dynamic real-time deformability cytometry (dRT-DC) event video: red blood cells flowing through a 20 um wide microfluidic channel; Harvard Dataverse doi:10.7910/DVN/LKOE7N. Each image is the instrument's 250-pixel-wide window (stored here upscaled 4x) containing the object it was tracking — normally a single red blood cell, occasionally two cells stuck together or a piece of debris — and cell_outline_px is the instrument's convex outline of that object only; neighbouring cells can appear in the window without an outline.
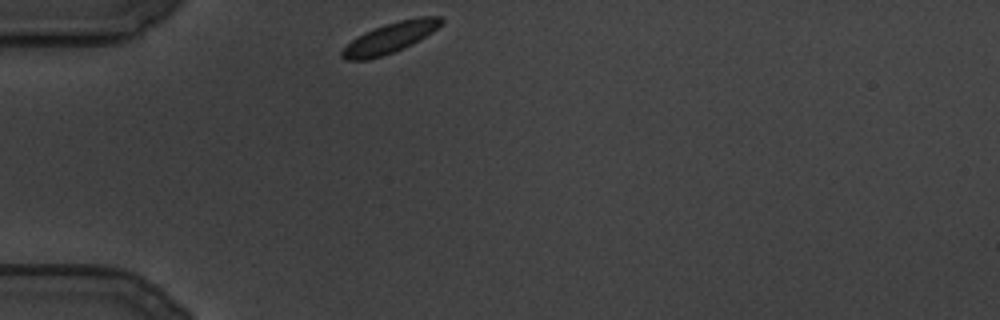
{"species": "common noctule bat (a hibernating species)", "species_latin": "Nyctalus noctula", "temperature_condition": "cold", "stored_images_in_passage": 73, "camera_frame_rate_fps": 3000, "um_per_image_px": 0.085, "animal": {"sex": "male", "body_mass_g": 19.5, "forearm_length_mm": 54.6}, "frame": {"image": 1, "passage_image": 1, "time_ms": 0.0, "image_size_px": [1000, 320], "cell_outline_px": [[444, 20], [432, 32], [420, 40], [412, 44], [392, 52], [368, 60], [344, 60], [340, 56], [340, 52], [356, 36], [364, 32], [384, 24], [400, 20], [420, 16], [440, 16]], "centroid_in_image_um": [33.13, 3.21], "position_along_channel_um": 51.9, "area_um2": 17.46}}
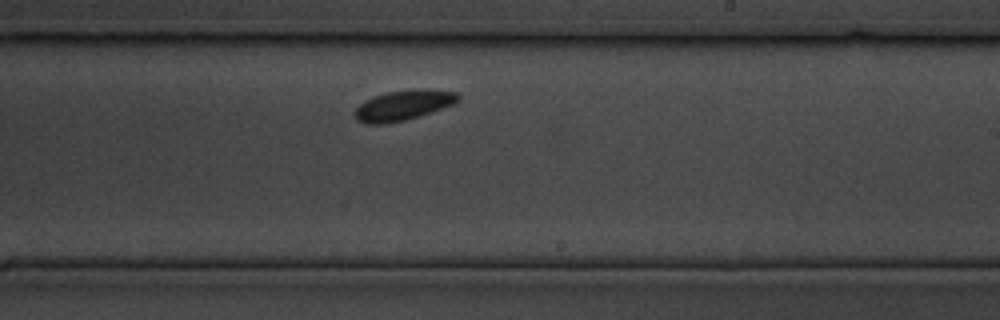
{"frame": {"image": 2, "passage_image": 43, "time_ms": 14.0, "image_size_px": [1000, 320], "cell_outline_px": [[460, 100], [456, 104], [404, 120], [388, 124], [368, 124], [356, 120], [352, 112], [364, 100], [372, 96], [388, 92], [420, 88], [456, 92], [460, 96]], "centroid_in_image_um": [34.26, 8.94], "position_along_channel_um": 254.7, "area_um2": 18.32}}
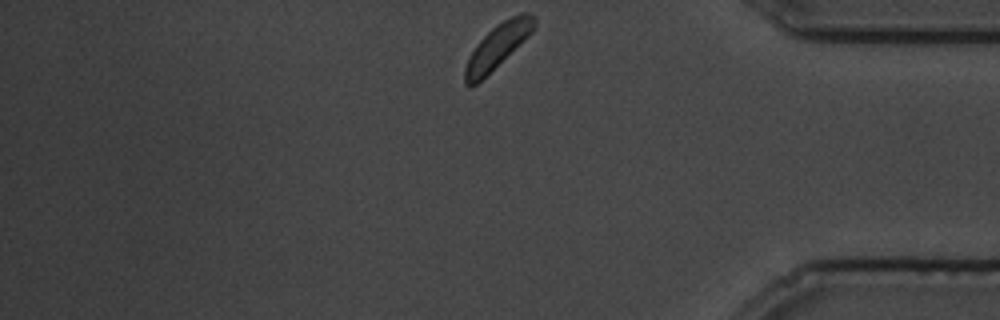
{"frame": {"image": 3, "passage_image": 73, "time_ms": 24.0, "image_size_px": [1000, 320], "cell_outline_px": [[536, 24], [532, 32], [528, 36], [476, 84], [468, 88], [464, 84], [464, 68], [472, 52], [480, 40], [496, 24], [520, 12], [528, 12], [536, 16]], "centroid_in_image_um": [42.3, 3.9], "position_along_channel_um": 392.9, "area_um2": 17.34}}